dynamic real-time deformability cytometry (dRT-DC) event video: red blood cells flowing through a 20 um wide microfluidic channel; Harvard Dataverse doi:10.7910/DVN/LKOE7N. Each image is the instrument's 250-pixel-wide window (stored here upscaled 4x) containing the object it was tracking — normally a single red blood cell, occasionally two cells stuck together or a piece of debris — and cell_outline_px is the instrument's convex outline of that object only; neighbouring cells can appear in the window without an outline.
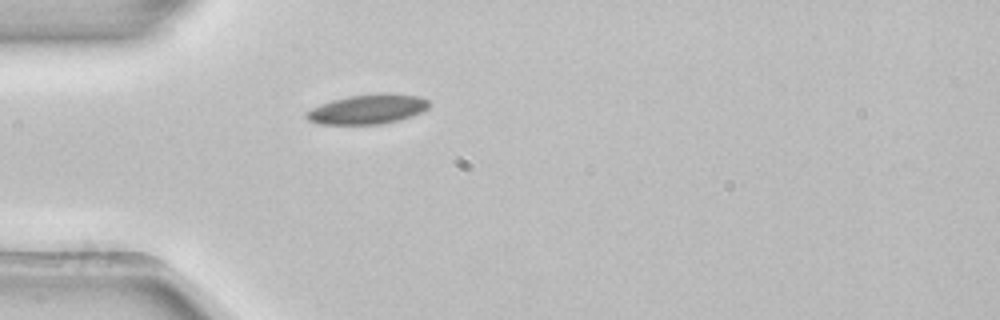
{"species": "common noctule bat (a hibernating species)", "species_latin": "Nyctalus noctula", "temperature_condition": "room temperature", "stored_images_in_passage": 1, "camera_frame_rate_fps": 3000, "um_per_image_px": 0.085, "animal": {"sex": "female", "body_mass_g": 22.7, "forearm_length_mm": 54.2}, "frame": {"image": 1, "passage_image": 1, "time_ms": 0.0, "image_size_px": [1000, 320], "cell_outline_px": [[428, 108], [424, 112], [400, 120], [380, 124], [316, 124], [308, 120], [304, 116], [304, 112], [320, 104], [332, 100], [348, 96], [380, 92], [388, 92], [416, 96], [428, 100]], "centroid_in_image_um": [31.23, 9.28], "position_along_channel_um": 53.8, "area_um2": 21.5}}